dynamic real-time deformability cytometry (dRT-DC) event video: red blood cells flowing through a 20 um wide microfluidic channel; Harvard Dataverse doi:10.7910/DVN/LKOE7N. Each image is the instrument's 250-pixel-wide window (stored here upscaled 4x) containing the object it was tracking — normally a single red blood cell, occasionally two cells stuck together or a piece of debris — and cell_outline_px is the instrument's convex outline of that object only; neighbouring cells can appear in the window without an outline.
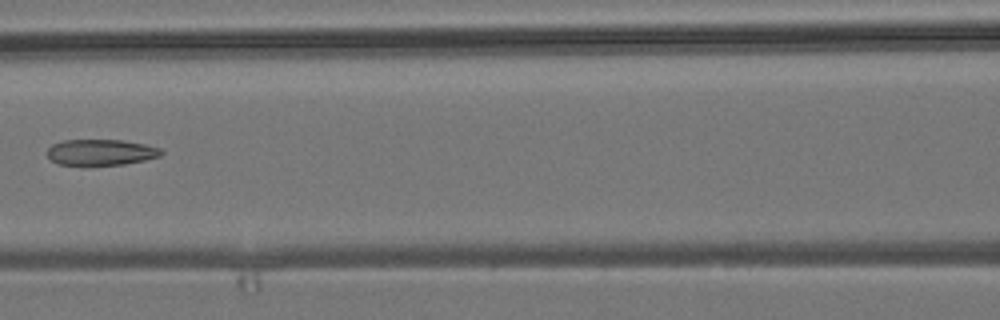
{"species": "common noctule bat (a hibernating species)", "species_latin": "Nyctalus noctula", "temperature_condition": "room temperature", "stored_images_in_passage": 4, "camera_frame_rate_fps": 3000, "um_per_image_px": 0.085, "animal": {"sex": "male", "body_mass_g": 19.2, "forearm_length_mm": 51.8}, "frame": {"image": 1, "passage_image": 4, "time_ms": 3.333, "image_size_px": [1000, 320], "cell_outline_px": [[164, 152], [160, 156], [144, 160], [124, 164], [56, 164], [48, 156], [48, 148], [52, 144], [64, 140], [124, 140], [144, 144], [160, 148]], "centroid_in_image_um": [8.59, 12.93], "position_along_channel_um": 158.0, "area_um2": 16.99}}